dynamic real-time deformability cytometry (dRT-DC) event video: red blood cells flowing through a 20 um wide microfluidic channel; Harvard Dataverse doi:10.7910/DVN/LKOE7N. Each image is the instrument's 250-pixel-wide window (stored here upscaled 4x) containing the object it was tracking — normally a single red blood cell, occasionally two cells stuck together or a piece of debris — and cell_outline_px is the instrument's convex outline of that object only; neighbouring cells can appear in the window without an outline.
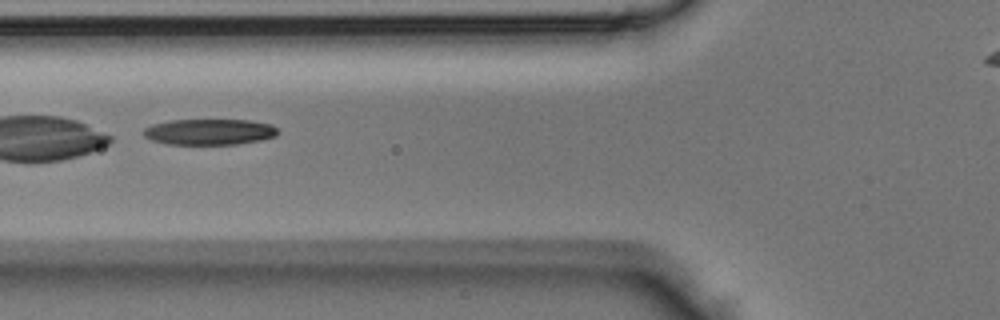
{"species": "Egyptian fruit bat (a non-hibernating species)", "species_latin": "Rousettus aegyptiacus", "temperature_condition": "room temperature", "stored_images_in_passage": 41, "camera_frame_rate_fps": 3000, "um_per_image_px": 0.085, "animal": {"sex": "male"}, "frame": {"image": 1, "passage_image": 17, "time_ms": 5.333, "image_size_px": [1000, 320], "cell_outline_px": [[280, 132], [276, 136], [260, 140], [236, 144], [168, 144], [152, 140], [144, 136], [144, 128], [152, 124], [172, 120], [248, 120], [272, 124]], "centroid_in_image_um": [17.82, 11.2], "position_along_channel_um": 108.0, "area_um2": 20.23}}
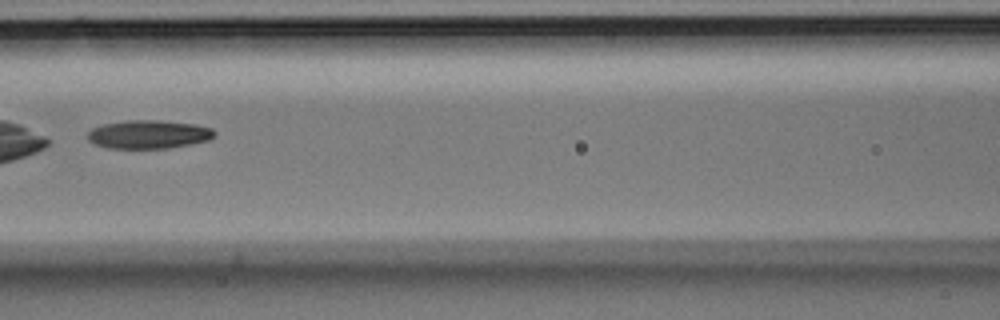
{"frame": {"image": 2, "passage_image": 20, "time_ms": 6.333, "image_size_px": [1000, 320], "cell_outline_px": [[216, 136], [208, 140], [168, 148], [108, 148], [96, 144], [88, 140], [88, 132], [92, 128], [104, 124], [124, 120], [156, 120], [196, 124], [212, 128], [216, 132]], "centroid_in_image_um": [12.64, 11.41], "position_along_channel_um": 154.0, "area_um2": 20.98}}
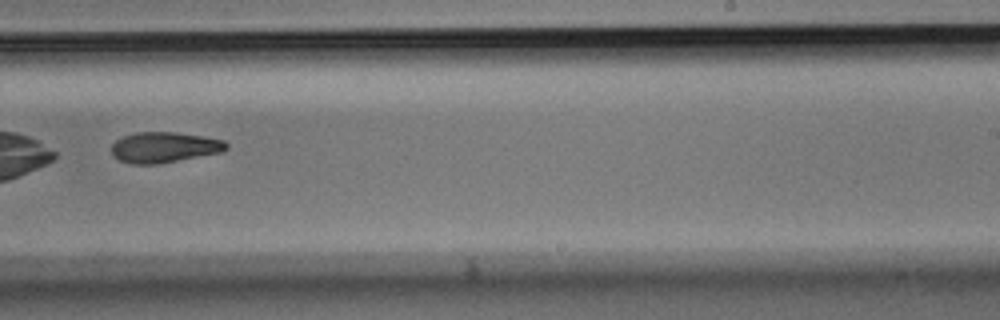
{"frame": {"image": 3, "passage_image": 28, "time_ms": 9.0, "image_size_px": [1000, 320], "cell_outline_px": [[228, 148], [220, 152], [156, 164], [132, 164], [120, 160], [112, 156], [112, 144], [116, 140], [124, 136], [136, 132], [176, 132], [224, 140], [228, 144]], "centroid_in_image_um": [13.93, 12.51], "position_along_channel_um": 275.1, "area_um2": 20.23}}